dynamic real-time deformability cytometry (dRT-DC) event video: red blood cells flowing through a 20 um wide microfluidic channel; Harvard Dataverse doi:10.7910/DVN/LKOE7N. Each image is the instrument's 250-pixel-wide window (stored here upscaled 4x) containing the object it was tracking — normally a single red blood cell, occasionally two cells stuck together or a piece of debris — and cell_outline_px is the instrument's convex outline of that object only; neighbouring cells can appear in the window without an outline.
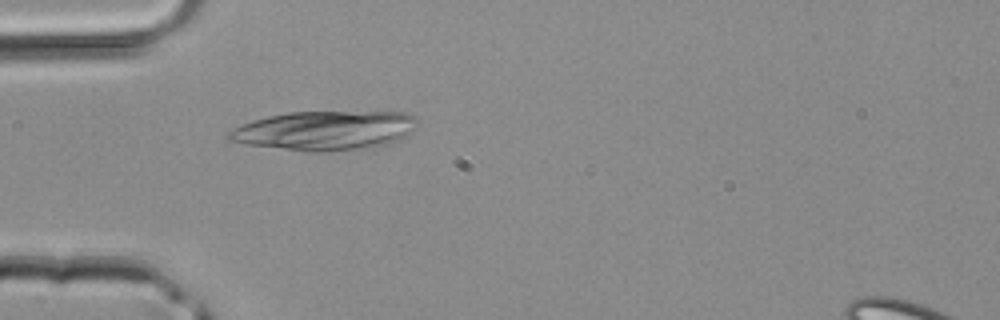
{"species": "common noctule bat (a hibernating species)", "species_latin": "Nyctalus noctula", "temperature_condition": "room temperature", "stored_images_in_passage": 31, "camera_frame_rate_fps": 3000, "um_per_image_px": 0.085, "animal": {"sex": "male", "body_mass_g": 20.4}, "frame": {"image": 1, "passage_image": 3, "time_ms": 0.667, "image_size_px": [1000, 320], "cell_outline_px": [[420, 120], [416, 128], [408, 136], [400, 140], [388, 144], [328, 152], [308, 152], [248, 144], [228, 140], [224, 136], [228, 132], [252, 120], [268, 116], [288, 112], [404, 112], [420, 116]], "centroid_in_image_um": [27.69, 11.09], "position_along_channel_um": 57.3, "area_um2": 43.41}}
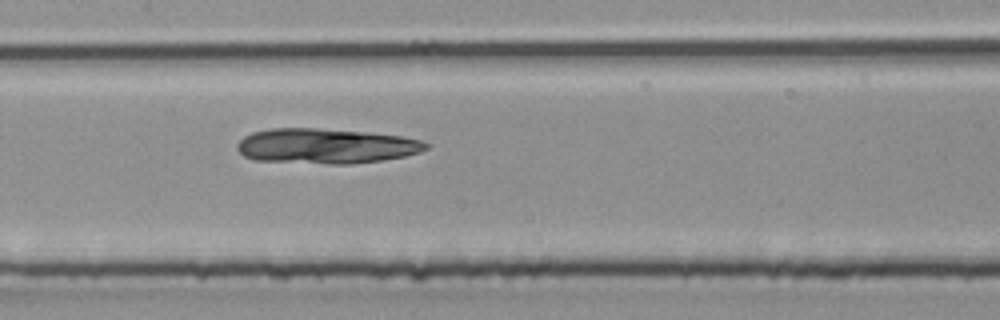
{"frame": {"image": 2, "passage_image": 11, "time_ms": 3.333, "image_size_px": [1000, 320], "cell_outline_px": [[432, 144], [428, 148], [404, 156], [384, 160], [352, 164], [328, 164], [256, 160], [244, 156], [236, 148], [236, 144], [244, 136], [252, 132], [272, 128], [316, 128], [368, 132], [400, 136], [420, 140]], "centroid_in_image_um": [27.69, 12.41], "position_along_channel_um": 179.7, "area_um2": 38.67}}
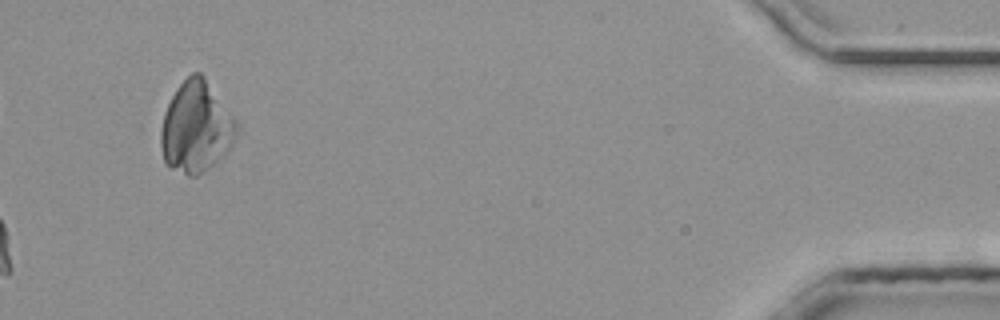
{"frame": {"image": 3, "passage_image": 31, "time_ms": 10.0, "image_size_px": [1000, 320], "cell_outline_px": [[236, 136], [228, 152], [224, 156], [208, 168], [196, 176], [188, 176], [172, 168], [164, 160], [160, 144], [160, 132], [164, 112], [176, 88], [192, 72], [200, 72], [204, 76], [236, 120]], "centroid_in_image_um": [16.66, 10.81], "position_along_channel_um": 418.5, "area_um2": 39.94}}